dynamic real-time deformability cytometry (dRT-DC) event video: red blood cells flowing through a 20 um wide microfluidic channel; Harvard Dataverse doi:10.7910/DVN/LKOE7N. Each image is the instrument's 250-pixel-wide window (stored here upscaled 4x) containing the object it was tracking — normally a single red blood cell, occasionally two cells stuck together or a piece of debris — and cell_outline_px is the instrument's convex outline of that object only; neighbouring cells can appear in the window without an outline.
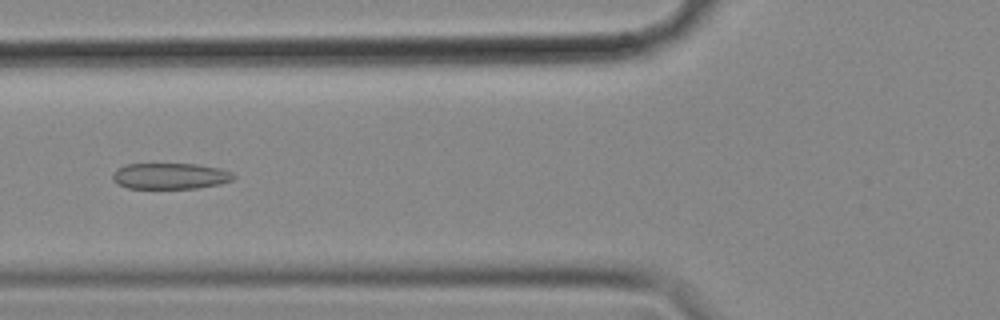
{"species": "common noctule bat (a hibernating species)", "species_latin": "Nyctalus noctula", "temperature_condition": "cold", "stored_images_in_passage": 56, "camera_frame_rate_fps": 3000, "um_per_image_px": 0.085, "animal": {"sex": "female", "body_mass_g": 18.4}, "frame": {"image": 1, "passage_image": 21, "time_ms": 6.667, "image_size_px": [1000, 320], "cell_outline_px": [[236, 176], [232, 180], [220, 184], [196, 188], [128, 188], [116, 184], [112, 180], [112, 172], [116, 168], [124, 164], [196, 164], [220, 168], [232, 172]], "centroid_in_image_um": [14.43, 14.96], "position_along_channel_um": 111.4, "area_um2": 18.55}}
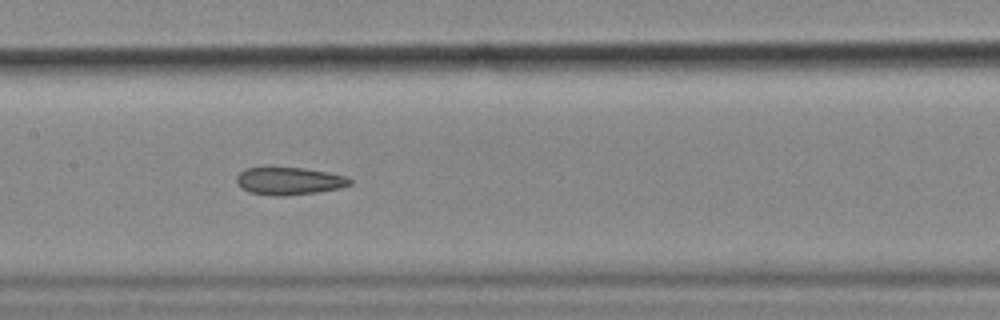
{"frame": {"image": 2, "passage_image": 27, "time_ms": 8.667, "image_size_px": [1000, 320], "cell_outline_px": [[352, 184], [340, 188], [316, 192], [284, 196], [272, 196], [248, 192], [240, 188], [236, 184], [236, 176], [244, 168], [304, 168], [348, 176], [352, 180]], "centroid_in_image_um": [24.55, 15.4], "position_along_channel_um": 182.8, "area_um2": 18.32}}
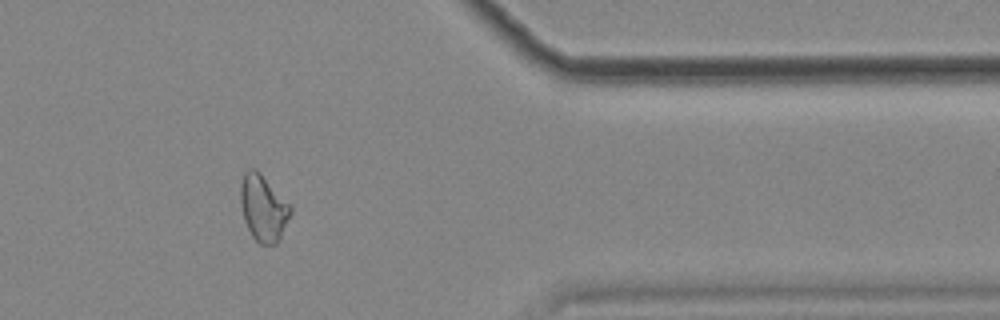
{"frame": {"image": 3, "passage_image": 46, "time_ms": 15.0, "image_size_px": [1000, 320], "cell_outline_px": [[292, 212], [280, 240], [276, 244], [260, 244], [252, 236], [244, 220], [240, 204], [240, 184], [244, 172], [248, 168], [256, 168], [260, 172], [292, 208]], "centroid_in_image_um": [22.36, 17.68], "position_along_channel_um": 389.0, "area_um2": 19.36}, "authors_computed_cell_mechanics": {"area_um2": 19.3919, "velocity_mm_per_s": 3.5788, "shape_relaxation_time_tau1_ms": null, "shape_relaxation_time_tau2_ms": 3.1932, "deformation_change_tau1": null, "deformation_change_tau2": 0.1057}}